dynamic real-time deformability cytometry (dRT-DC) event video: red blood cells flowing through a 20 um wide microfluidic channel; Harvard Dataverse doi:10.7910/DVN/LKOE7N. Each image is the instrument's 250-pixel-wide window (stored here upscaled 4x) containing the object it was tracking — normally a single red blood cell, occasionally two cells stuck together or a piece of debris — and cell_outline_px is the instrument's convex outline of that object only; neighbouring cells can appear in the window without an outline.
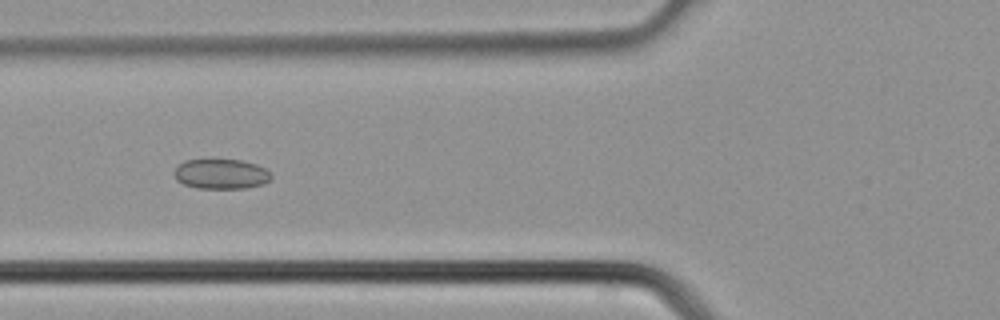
{"species": "common noctule bat (a hibernating species)", "species_latin": "Nyctalus noctula", "temperature_condition": "cold", "stored_images_in_passage": 28, "camera_frame_rate_fps": 3000, "um_per_image_px": 0.085, "animal": {"sex": "male", "body_mass_g": 21.5, "forearm_length_mm": 52.0}, "frame": {"image": 1, "passage_image": 4, "time_ms": 1.0, "image_size_px": [1000, 320], "cell_outline_px": [[272, 180], [264, 184], [244, 188], [196, 188], [184, 184], [176, 180], [172, 172], [184, 160], [240, 160], [256, 164], [272, 172]], "centroid_in_image_um": [18.81, 14.79], "position_along_channel_um": 107.0, "area_um2": 17.05}}
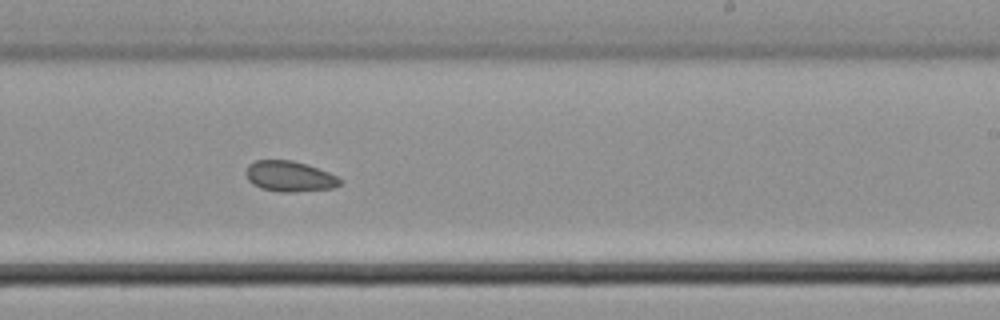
{"frame": {"image": 2, "passage_image": 13, "time_ms": 4.0, "image_size_px": [1000, 320], "cell_outline_px": [[340, 184], [332, 188], [292, 192], [280, 192], [260, 188], [252, 184], [248, 180], [244, 172], [248, 164], [256, 160], [292, 160], [328, 172], [336, 176], [340, 180]], "centroid_in_image_um": [24.54, 14.99], "position_along_channel_um": 264.5, "area_um2": 16.65}}
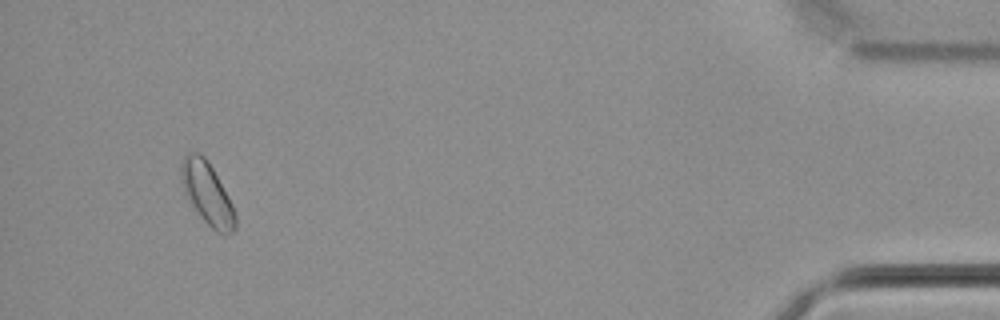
{"frame": {"image": 3, "passage_image": 26, "time_ms": 8.333, "image_size_px": [1000, 320], "cell_outline_px": [[236, 228], [228, 236], [224, 236], [216, 232], [200, 216], [188, 200], [184, 192], [180, 172], [180, 164], [184, 156], [188, 152], [200, 152], [208, 160], [232, 204], [236, 216]], "centroid_in_image_um": [17.61, 16.45], "position_along_channel_um": 417.6, "area_um2": 19.71}}